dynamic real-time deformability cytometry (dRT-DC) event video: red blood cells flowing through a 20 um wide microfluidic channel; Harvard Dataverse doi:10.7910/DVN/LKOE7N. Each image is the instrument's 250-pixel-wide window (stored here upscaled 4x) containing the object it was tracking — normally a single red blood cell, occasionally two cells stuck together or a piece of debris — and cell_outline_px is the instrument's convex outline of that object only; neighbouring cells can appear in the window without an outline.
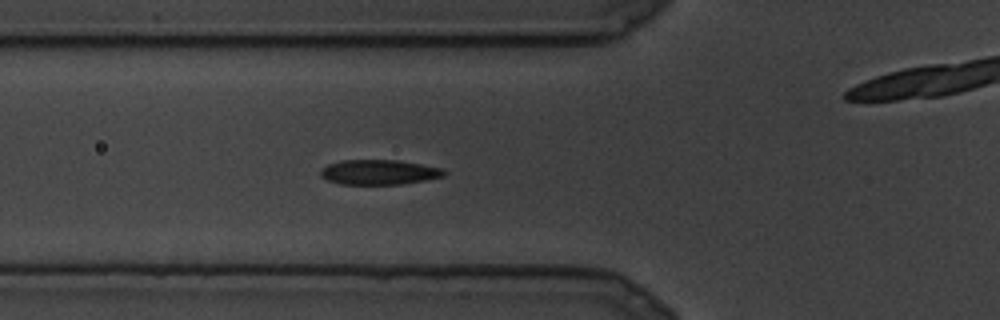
{"species": "common noctule bat (a hibernating species)", "species_latin": "Nyctalus noctula", "temperature_condition": "cold", "stored_images_in_passage": 13, "camera_frame_rate_fps": 3000, "um_per_image_px": 0.085, "animal": {"sex": "male", "body_mass_g": 19.5, "forearm_length_mm": 54.6}, "frame": {"image": 1, "passage_image": 10, "time_ms": 3.0, "image_size_px": [1000, 320], "cell_outline_px": [[444, 176], [424, 180], [400, 184], [340, 184], [328, 180], [320, 176], [320, 172], [328, 164], [340, 160], [400, 160], [444, 168]], "centroid_in_image_um": [32.22, 14.62], "position_along_channel_um": 93.6, "area_um2": 17.86}}